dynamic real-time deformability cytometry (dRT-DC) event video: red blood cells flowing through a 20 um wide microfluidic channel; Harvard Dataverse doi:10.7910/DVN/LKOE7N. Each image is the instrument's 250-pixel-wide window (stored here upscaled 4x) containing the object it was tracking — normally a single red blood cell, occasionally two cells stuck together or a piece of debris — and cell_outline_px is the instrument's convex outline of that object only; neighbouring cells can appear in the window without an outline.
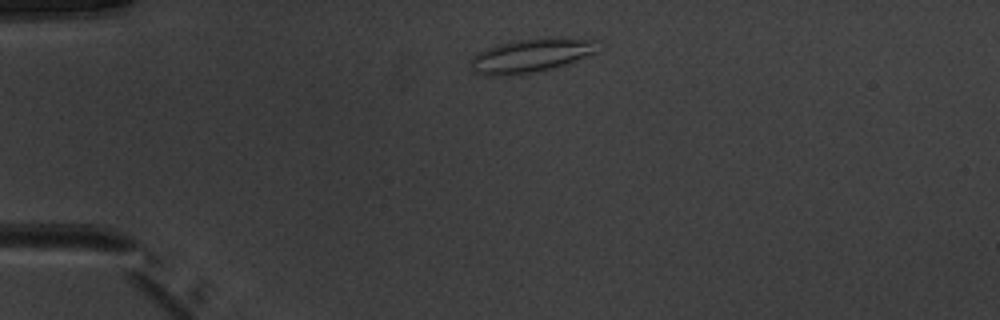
{"species": "common noctule bat (a hibernating species)", "species_latin": "Nyctalus noctula", "temperature_condition": "warm", "stored_images_in_passage": 40, "camera_frame_rate_fps": 3000, "um_per_image_px": 0.085, "animal": {"sex": "male", "body_mass_g": 20.1, "forearm_length_mm": 53.5}, "frame": {"image": 1, "passage_image": 1, "time_ms": 0.0, "image_size_px": [1000, 320], "cell_outline_px": [[596, 52], [576, 60], [540, 72], [508, 76], [484, 76], [472, 72], [472, 56], [476, 52], [512, 40], [548, 36], [596, 40]], "centroid_in_image_um": [45.08, 4.72], "position_along_channel_um": 39.9, "area_um2": 25.37}}
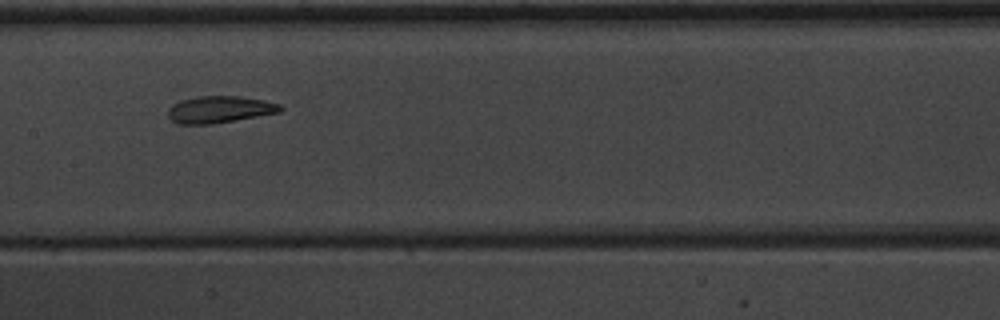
{"frame": {"image": 2, "passage_image": 15, "time_ms": 4.667, "image_size_px": [1000, 320], "cell_outline_px": [[284, 108], [280, 112], [212, 124], [180, 124], [172, 120], [168, 116], [168, 108], [172, 104], [180, 100], [196, 96], [236, 96], [264, 100], [280, 104]], "centroid_in_image_um": [18.65, 9.3], "position_along_channel_um": 188.8, "area_um2": 17.57}}
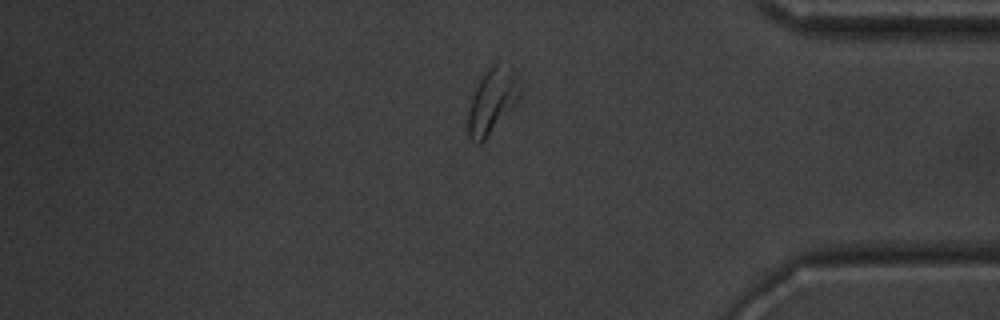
{"frame": {"image": 3, "passage_image": 32, "time_ms": 10.333, "image_size_px": [1000, 320], "cell_outline_px": [[520, 96], [484, 140], [480, 144], [476, 144], [468, 136], [468, 112], [472, 96], [484, 72], [492, 64], [500, 60], [512, 68], [516, 72], [520, 88]], "centroid_in_image_um": [41.82, 8.51], "position_along_channel_um": 393.4, "area_um2": 19.36}, "authors_computed_cell_mechanics": {"area_um2": 18.2937, "velocity_mm_per_s": 3.9712, "shape_relaxation_time_tau1_ms": 6.9613, "shape_relaxation_time_tau2_ms": 2.408, "deformation_change_tau1": 0.1448, "deformation_change_tau2": 0.0802}}